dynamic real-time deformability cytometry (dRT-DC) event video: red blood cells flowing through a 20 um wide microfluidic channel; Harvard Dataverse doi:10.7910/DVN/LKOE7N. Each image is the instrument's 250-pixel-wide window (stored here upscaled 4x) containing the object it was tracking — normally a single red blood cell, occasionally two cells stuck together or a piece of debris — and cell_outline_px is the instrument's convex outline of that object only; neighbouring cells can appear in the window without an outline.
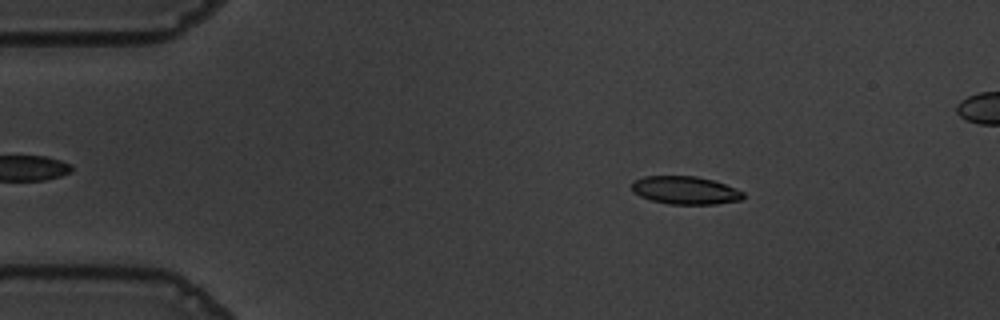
{"species": "common noctule bat (a hibernating species)", "species_latin": "Nyctalus noctula", "temperature_condition": "warm", "stored_images_in_passage": 45, "camera_frame_rate_fps": 3000, "um_per_image_px": 0.085, "animal": {"sex": "male", "body_mass_g": 19.5, "forearm_length_mm": 54.6}, "frame": {"image": 1, "passage_image": 7, "time_ms": 2.0, "image_size_px": [1000, 320], "cell_outline_px": [[744, 196], [740, 200], [716, 204], [668, 204], [652, 200], [640, 196], [632, 192], [632, 180], [644, 176], [696, 176], [712, 180], [724, 184], [744, 192]], "centroid_in_image_um": [58.21, 16.17], "position_along_channel_um": 26.8, "area_um2": 18.15}}
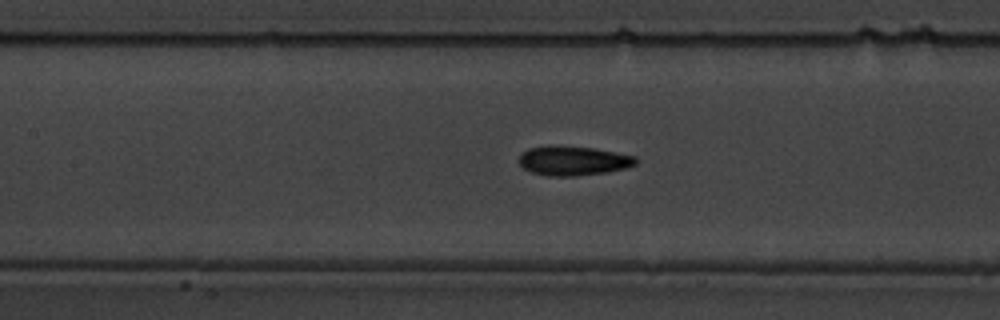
{"frame": {"image": 2, "passage_image": 23, "time_ms": 7.333, "image_size_px": [1000, 320], "cell_outline_px": [[636, 164], [624, 168], [608, 172], [572, 176], [548, 176], [532, 172], [524, 168], [520, 164], [520, 156], [528, 148], [548, 144], [592, 148], [636, 156]], "centroid_in_image_um": [48.7, 13.65], "position_along_channel_um": 158.7, "area_um2": 19.94}}
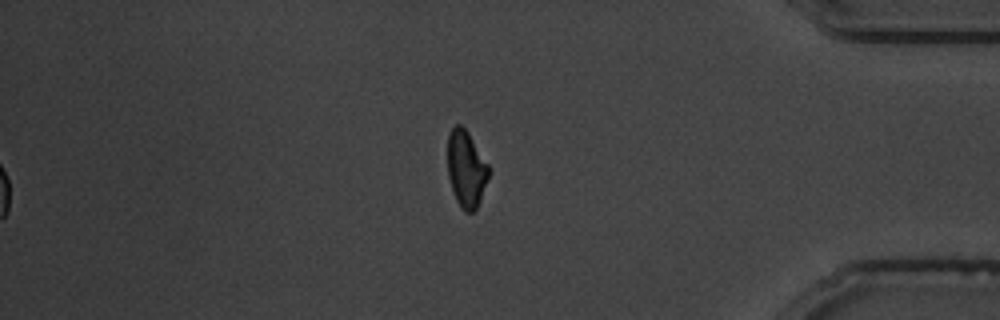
{"frame": {"image": 3, "passage_image": 45, "time_ms": 14.667, "image_size_px": [1000, 320], "cell_outline_px": [[488, 176], [480, 200], [476, 208], [472, 212], [464, 212], [460, 208], [456, 200], [448, 176], [448, 136], [452, 128], [456, 124], [460, 124], [468, 132], [488, 164]], "centroid_in_image_um": [39.61, 14.36], "position_along_channel_um": 395.6, "area_um2": 18.09}, "authors_computed_cell_mechanics": {"area_um2": 19.074, "velocity_mm_per_s": 3.6439, "shape_relaxation_time_tau1_ms": 5.5205, "shape_relaxation_time_tau2_ms": 3.4007, "deformation_change_tau1": 0.146, "deformation_change_tau2": 0.0984}}